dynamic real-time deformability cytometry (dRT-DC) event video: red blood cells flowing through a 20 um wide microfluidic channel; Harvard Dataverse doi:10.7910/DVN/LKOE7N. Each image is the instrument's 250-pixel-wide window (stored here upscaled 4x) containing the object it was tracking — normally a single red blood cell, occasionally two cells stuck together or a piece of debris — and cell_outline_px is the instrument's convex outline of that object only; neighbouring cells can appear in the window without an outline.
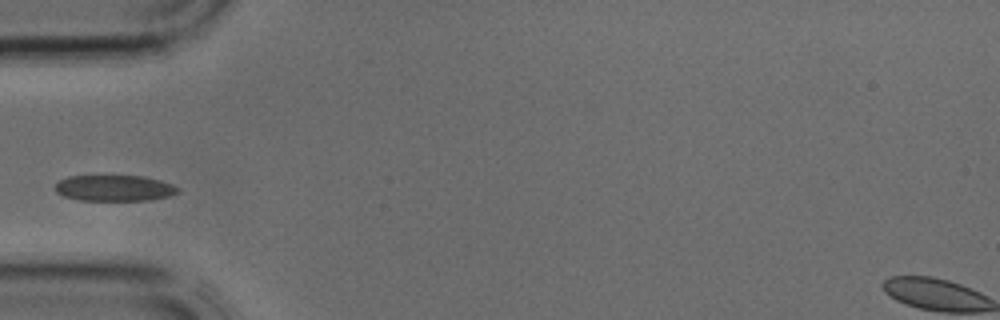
{"species": "common noctule bat (a hibernating species)", "species_latin": "Nyctalus noctula", "temperature_condition": "cold", "stored_images_in_passage": 28, "camera_frame_rate_fps": 3000, "um_per_image_px": 0.085, "animal": {"sex": "male", "body_mass_g": 17.9, "forearm_length_mm": 54.2}, "frame": {"image": 1, "passage_image": 1, "time_ms": 0.0, "image_size_px": [1000, 320], "cell_outline_px": [[180, 192], [168, 196], [148, 200], [80, 200], [64, 196], [56, 192], [56, 184], [60, 180], [68, 176], [144, 176], [160, 180], [172, 184], [180, 188]], "centroid_in_image_um": [9.75, 15.98], "position_along_channel_um": 75.3, "area_um2": 18.5}}
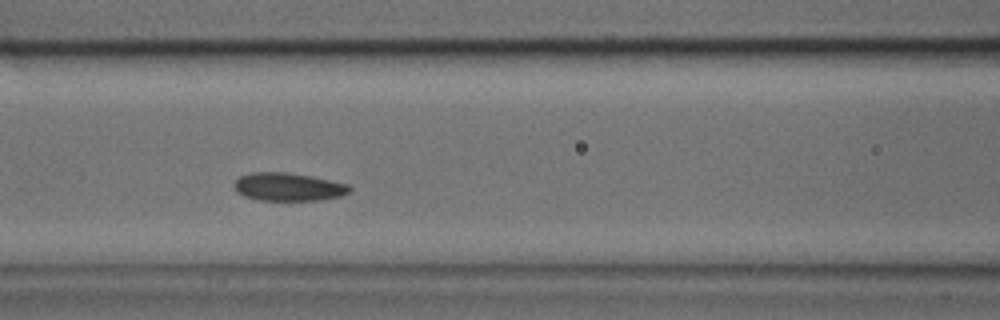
{"frame": {"image": 2, "passage_image": 5, "time_ms": 1.333, "image_size_px": [1000, 320], "cell_outline_px": [[352, 188], [348, 192], [340, 196], [320, 200], [260, 200], [244, 196], [236, 192], [232, 184], [240, 176], [248, 172], [288, 172], [312, 176], [348, 184]], "centroid_in_image_um": [24.46, 15.87], "position_along_channel_um": 142.1, "area_um2": 19.02}}
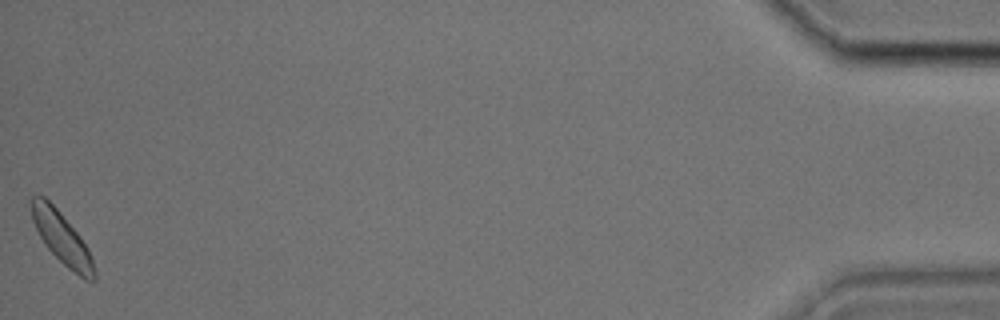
{"frame": {"image": 3, "passage_image": 28, "time_ms": 9.0, "image_size_px": [1000, 320], "cell_outline_px": [[96, 280], [92, 284], [84, 280], [68, 268], [44, 244], [32, 220], [28, 204], [28, 200], [32, 196], [44, 196], [60, 212], [80, 236], [88, 248], [96, 272]], "centroid_in_image_um": [5.25, 20.25], "position_along_channel_um": 430.0, "area_um2": 19.07}}